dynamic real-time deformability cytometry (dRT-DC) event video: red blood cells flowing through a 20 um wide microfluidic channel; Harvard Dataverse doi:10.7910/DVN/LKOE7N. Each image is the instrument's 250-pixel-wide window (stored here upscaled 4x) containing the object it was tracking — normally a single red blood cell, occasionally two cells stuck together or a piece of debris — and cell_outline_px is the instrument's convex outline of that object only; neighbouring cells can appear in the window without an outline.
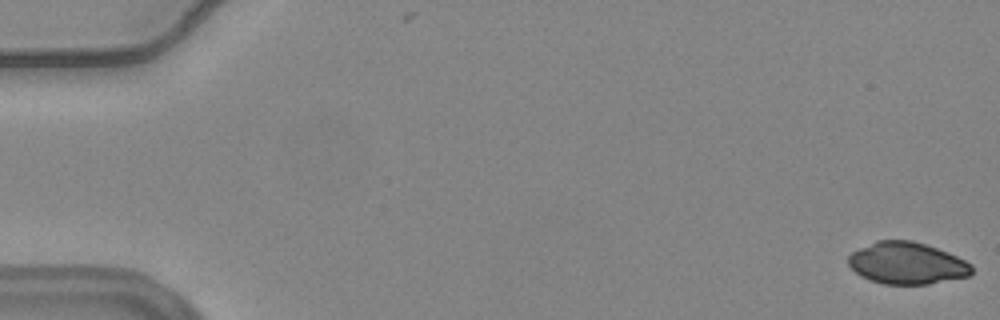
{"species": "common noctule bat (a hibernating species)", "species_latin": "Nyctalus noctula", "temperature_condition": "warm", "stored_images_in_passage": 56, "camera_frame_rate_fps": 3000, "um_per_image_px": 0.085, "animal": {"sex": "female", "body_mass_g": 24.6, "forearm_length_mm": 56.2}, "frame": {"image": 1, "passage_image": 1, "time_ms": 0.0, "image_size_px": [1000, 320], "cell_outline_px": [[972, 276], [928, 284], [884, 284], [860, 276], [848, 264], [848, 256], [852, 252], [876, 240], [912, 240], [948, 252], [972, 264]], "centroid_in_image_um": [77.11, 22.37], "position_along_channel_um": 7.9, "area_um2": 30.11}}